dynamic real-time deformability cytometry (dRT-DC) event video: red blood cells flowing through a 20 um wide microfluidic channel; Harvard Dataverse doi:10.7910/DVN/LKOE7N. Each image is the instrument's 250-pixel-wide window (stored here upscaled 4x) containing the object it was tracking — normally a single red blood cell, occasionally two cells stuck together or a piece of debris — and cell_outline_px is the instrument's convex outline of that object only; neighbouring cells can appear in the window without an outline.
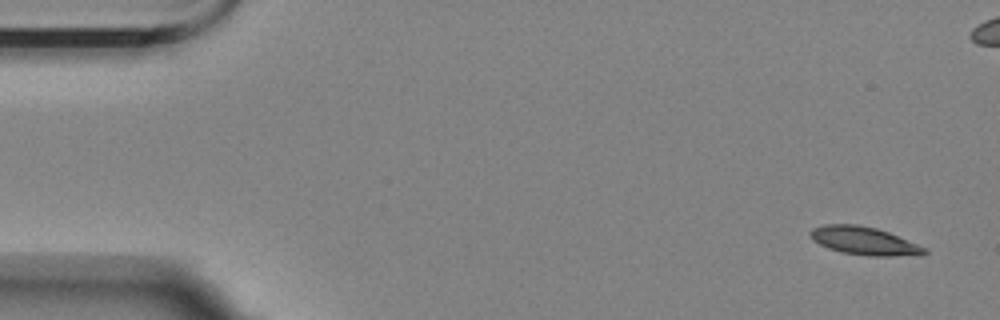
{"species": "Egyptian fruit bat (a non-hibernating species)", "species_latin": "Rousettus aegyptiacus", "temperature_condition": "room temperature", "stored_images_in_passage": 5, "camera_frame_rate_fps": 3000, "um_per_image_px": 0.085, "animal": {"sex": "female"}, "frame": {"image": 1, "passage_image": 1, "time_ms": 0.0, "image_size_px": [1000, 320], "cell_outline_px": [[928, 252], [892, 256], [868, 256], [840, 252], [828, 248], [812, 240], [808, 232], [812, 228], [824, 224], [856, 224], [876, 228], [888, 232], [928, 248]], "centroid_in_image_um": [73.38, 20.46], "position_along_channel_um": 11.6, "area_um2": 18.55}}